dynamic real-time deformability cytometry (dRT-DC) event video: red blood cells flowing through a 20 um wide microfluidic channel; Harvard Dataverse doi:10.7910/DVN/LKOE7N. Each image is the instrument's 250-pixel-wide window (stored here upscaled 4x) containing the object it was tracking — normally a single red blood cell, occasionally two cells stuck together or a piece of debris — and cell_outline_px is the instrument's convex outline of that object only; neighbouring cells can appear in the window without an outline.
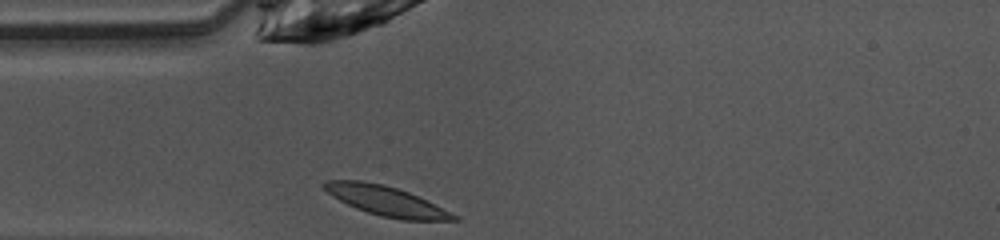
{"species": "common noctule bat (a hibernating species)", "species_latin": "Nyctalus noctula", "temperature_condition": "warm", "stored_images_in_passage": 27, "camera_frame_rate_fps": 3000, "um_per_image_px": 0.085, "animal": {"sex": "female", "body_mass_g": 10.0, "forearm_length_mm": 53.1}, "frame": {"image": 1, "passage_image": 1, "time_ms": 0.0, "image_size_px": [1000, 240], "cell_outline_px": [[460, 220], [400, 220], [380, 216], [356, 208], [332, 196], [320, 184], [328, 180], [360, 180], [384, 184], [408, 192], [460, 216]], "centroid_in_image_um": [32.83, 17.08], "position_along_channel_um": 52.2, "area_um2": 22.2}}
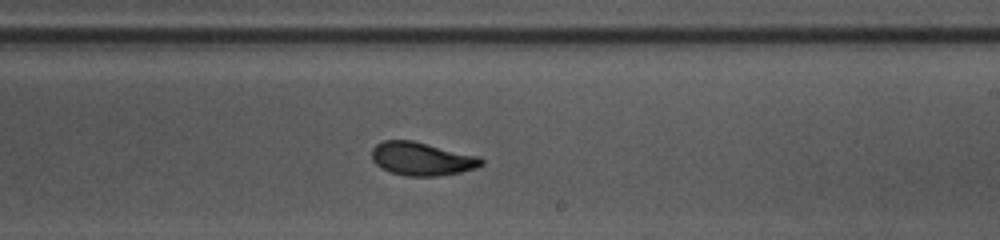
{"frame": {"image": 2, "passage_image": 16, "time_ms": 5.0, "image_size_px": [1000, 240], "cell_outline_px": [[484, 164], [476, 168], [460, 172], [436, 176], [404, 176], [392, 172], [376, 164], [372, 160], [372, 148], [376, 144], [384, 140], [412, 140], [480, 156], [484, 160]], "centroid_in_image_um": [35.88, 13.49], "position_along_channel_um": 253.1, "area_um2": 21.27}}
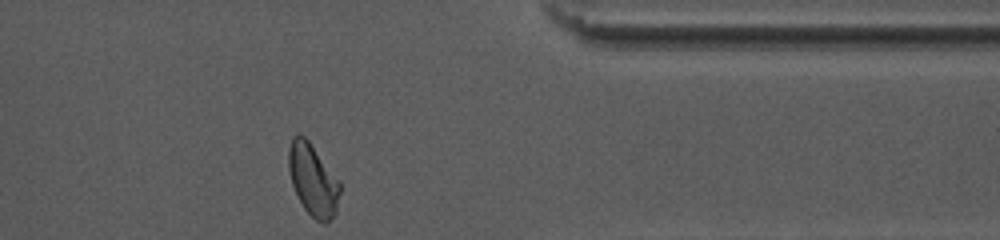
{"frame": {"image": 3, "passage_image": 27, "time_ms": 8.667, "image_size_px": [1000, 240], "cell_outline_px": [[340, 192], [336, 212], [324, 224], [316, 220], [304, 208], [292, 184], [288, 168], [288, 148], [292, 140], [296, 136], [304, 136], [308, 140], [340, 180]], "centroid_in_image_um": [26.61, 15.29], "position_along_channel_um": 384.8, "area_um2": 21.21}, "authors_computed_cell_mechanics": {"area_um2": 21.097, "velocity_mm_per_s": 4.0706, "shape_relaxation_time_tau1_ms": 2.8146, "shape_relaxation_time_tau2_ms": 0.9221, "deformation_change_tau1": 0.13, "deformation_change_tau2": 0.0562}}